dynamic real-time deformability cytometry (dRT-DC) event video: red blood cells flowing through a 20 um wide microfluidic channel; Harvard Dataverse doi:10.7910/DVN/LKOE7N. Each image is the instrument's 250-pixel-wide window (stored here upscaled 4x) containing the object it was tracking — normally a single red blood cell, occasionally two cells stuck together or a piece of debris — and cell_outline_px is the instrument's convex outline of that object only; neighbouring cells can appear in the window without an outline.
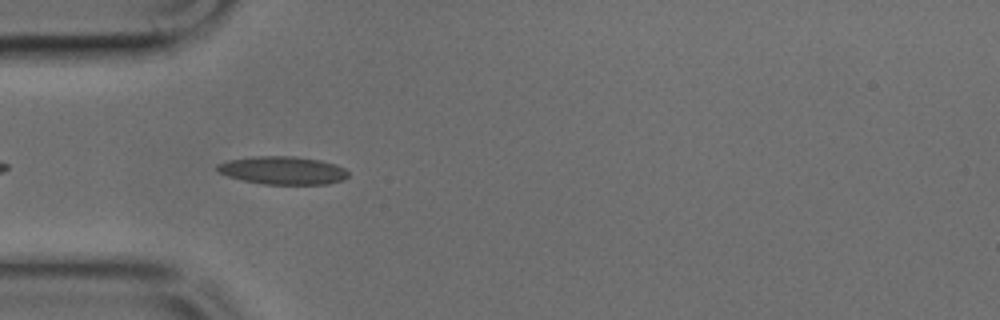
{"species": "common noctule bat (a hibernating species)", "species_latin": "Nyctalus noctula", "temperature_condition": "cold", "stored_images_in_passage": 7, "camera_frame_rate_fps": 3000, "um_per_image_px": 0.085, "animal": {"sex": "male", "body_mass_g": 17.9, "forearm_length_mm": 54.2}, "frame": {"image": 1, "passage_image": 3, "time_ms": 0.667, "image_size_px": [1000, 320], "cell_outline_px": [[348, 176], [344, 180], [328, 184], [264, 184], [244, 180], [228, 176], [220, 172], [216, 168], [216, 164], [228, 160], [252, 156], [296, 156], [320, 160], [336, 164], [344, 168], [348, 172]], "centroid_in_image_um": [24.06, 14.47], "position_along_channel_um": 60.9, "area_um2": 21.44}}